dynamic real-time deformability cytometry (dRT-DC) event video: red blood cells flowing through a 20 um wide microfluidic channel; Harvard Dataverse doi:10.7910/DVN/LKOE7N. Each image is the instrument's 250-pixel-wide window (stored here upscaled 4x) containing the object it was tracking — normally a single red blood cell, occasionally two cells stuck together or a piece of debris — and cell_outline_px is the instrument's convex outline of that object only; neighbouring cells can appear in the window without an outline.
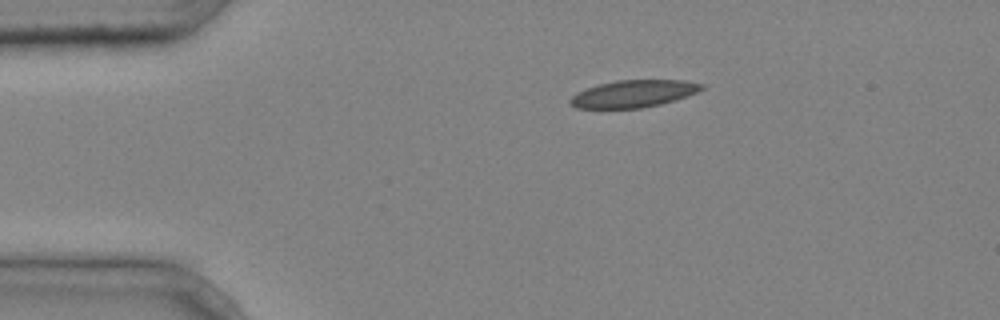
{"species": "common noctule bat (a hibernating species)", "species_latin": "Nyctalus noctula", "temperature_condition": "cold", "stored_images_in_passage": 2, "camera_frame_rate_fps": 3000, "um_per_image_px": 0.085, "animal": {"sex": "male", "body_mass_g": 20.4}, "frame": {"image": 1, "passage_image": 1, "time_ms": 0.0, "image_size_px": [1000, 320], "cell_outline_px": [[704, 88], [696, 92], [660, 104], [640, 108], [576, 108], [568, 100], [572, 96], [588, 88], [600, 84], [616, 80], [684, 80], [704, 84]], "centroid_in_image_um": [53.85, 7.96], "position_along_channel_um": 31.1, "area_um2": 20.4}}